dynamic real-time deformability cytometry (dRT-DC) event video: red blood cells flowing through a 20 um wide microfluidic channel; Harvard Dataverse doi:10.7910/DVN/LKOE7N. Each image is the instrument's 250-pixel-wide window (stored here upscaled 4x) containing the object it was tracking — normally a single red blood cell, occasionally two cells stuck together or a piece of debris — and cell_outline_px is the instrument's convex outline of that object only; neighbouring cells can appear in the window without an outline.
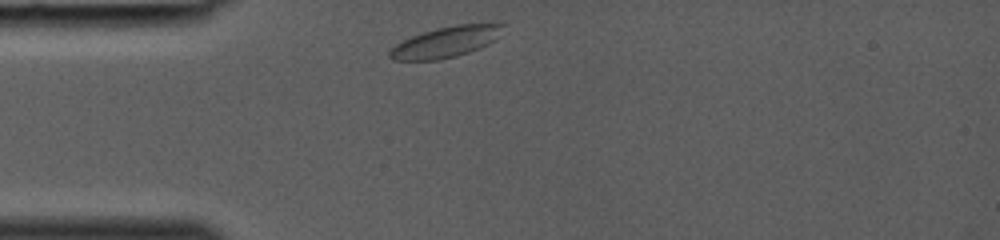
{"species": "common noctule bat (a hibernating species)", "species_latin": "Nyctalus noctula", "temperature_condition": "room temperature", "stored_images_in_passage": 25, "camera_frame_rate_fps": 3000, "um_per_image_px": 0.085, "animal": {"sex": "female", "body_mass_g": 19.0, "forearm_length_mm": 53.3}, "frame": {"image": 1, "passage_image": 1, "time_ms": 0.0, "image_size_px": [1000, 240], "cell_outline_px": [[504, 24], [496, 40], [488, 44], [468, 52], [456, 56], [440, 60], [392, 60], [388, 56], [388, 52], [396, 44], [412, 36], [436, 28], [456, 24]], "centroid_in_image_um": [37.86, 3.58], "position_along_channel_um": 47.1, "area_um2": 20.06}}
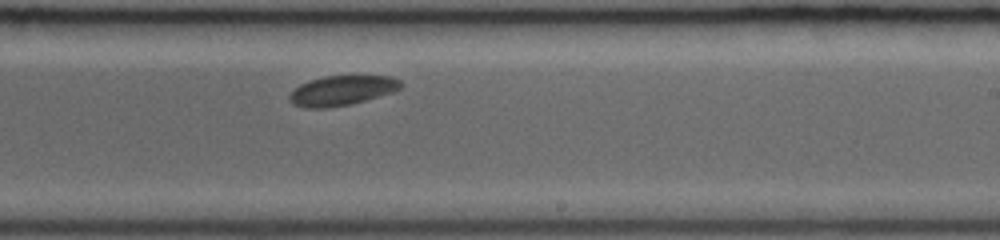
{"frame": {"image": 2, "passage_image": 15, "time_ms": 4.667, "image_size_px": [1000, 240], "cell_outline_px": [[404, 84], [400, 88], [392, 92], [352, 104], [328, 108], [304, 108], [292, 104], [288, 100], [288, 96], [300, 84], [324, 76], [388, 76], [400, 80]], "centroid_in_image_um": [29.04, 7.71], "position_along_channel_um": 260.0, "area_um2": 19.31}}
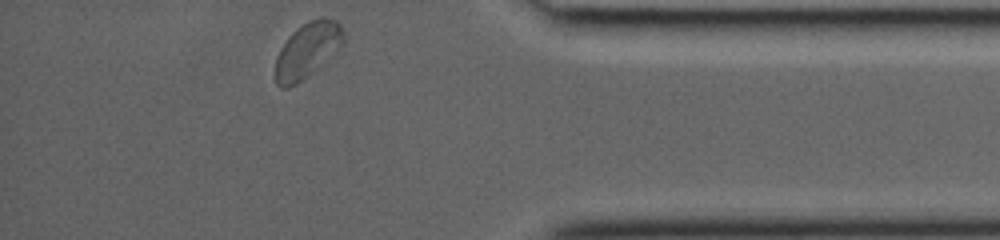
{"frame": {"image": 3, "passage_image": 25, "time_ms": 8.0, "image_size_px": [1000, 240], "cell_outline_px": [[344, 44], [324, 64], [296, 84], [288, 88], [280, 88], [276, 84], [276, 56], [280, 48], [288, 36], [296, 28], [320, 16], [324, 16], [336, 20], [340, 24], [344, 32]], "centroid_in_image_um": [26.15, 4.26], "position_along_channel_um": 409.0, "area_um2": 22.25}}